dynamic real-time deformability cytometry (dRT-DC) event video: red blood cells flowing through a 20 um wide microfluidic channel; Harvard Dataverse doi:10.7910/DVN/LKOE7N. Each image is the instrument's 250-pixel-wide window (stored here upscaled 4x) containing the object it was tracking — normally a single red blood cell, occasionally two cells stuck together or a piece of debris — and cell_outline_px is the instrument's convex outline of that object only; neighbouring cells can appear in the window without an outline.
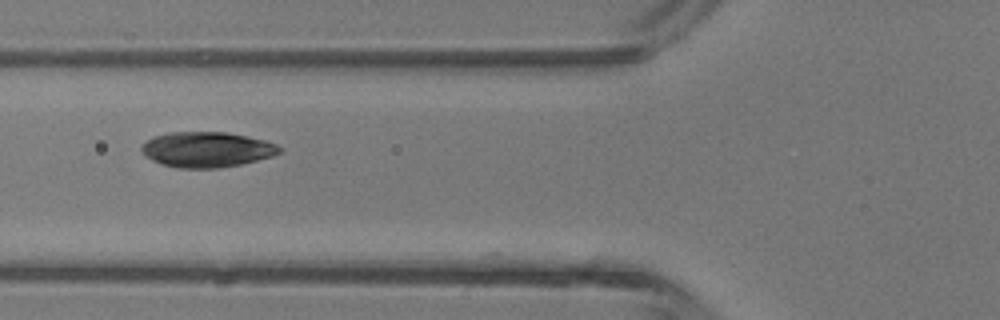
{"species": "common noctule bat (a hibernating species)", "species_latin": "Nyctalus noctula", "temperature_condition": "room temperature", "stored_images_in_passage": 6, "camera_frame_rate_fps": 3000, "um_per_image_px": 0.085, "animal": {"sex": "male", "body_mass_g": 13.3}, "frame": {"image": 1, "passage_image": 6, "time_ms": 5.667, "image_size_px": [1000, 320], "cell_outline_px": [[284, 152], [272, 156], [240, 164], [220, 168], [176, 168], [152, 160], [144, 156], [140, 148], [152, 136], [172, 132], [228, 132], [248, 136], [264, 140], [276, 144], [284, 148]], "centroid_in_image_um": [17.61, 12.7], "position_along_channel_um": 108.2, "area_um2": 28.55}}